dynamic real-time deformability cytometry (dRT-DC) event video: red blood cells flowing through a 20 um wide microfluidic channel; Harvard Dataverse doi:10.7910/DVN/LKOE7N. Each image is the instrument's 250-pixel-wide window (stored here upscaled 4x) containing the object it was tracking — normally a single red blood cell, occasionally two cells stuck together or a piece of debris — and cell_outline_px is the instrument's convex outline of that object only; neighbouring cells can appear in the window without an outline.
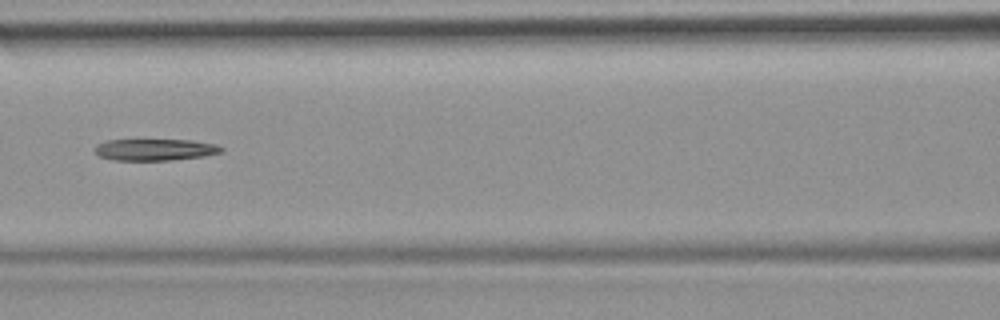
{"species": "common noctule bat (a hibernating species)", "species_latin": "Nyctalus noctula", "temperature_condition": "room temperature", "stored_images_in_passage": 50, "camera_frame_rate_fps": 3000, "um_per_image_px": 0.085, "animal": {"sex": "female", "body_mass_g": 19.9}, "frame": {"image": 1, "passage_image": 22, "time_ms": 7.0, "image_size_px": [1000, 320], "cell_outline_px": [[224, 152], [204, 156], [172, 160], [112, 160], [100, 156], [96, 152], [96, 144], [108, 140], [192, 140], [216, 144], [224, 148]], "centroid_in_image_um": [13.23, 12.72], "position_along_channel_um": 153.4, "area_um2": 15.95}}